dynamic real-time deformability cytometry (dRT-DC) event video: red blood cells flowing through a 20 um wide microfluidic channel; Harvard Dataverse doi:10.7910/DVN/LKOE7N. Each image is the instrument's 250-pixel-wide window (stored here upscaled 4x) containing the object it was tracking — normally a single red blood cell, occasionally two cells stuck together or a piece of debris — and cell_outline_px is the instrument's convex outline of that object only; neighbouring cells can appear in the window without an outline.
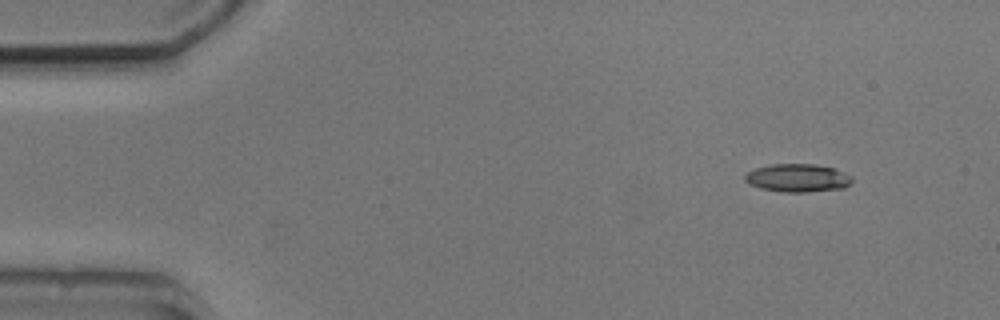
{"species": "common noctule bat (a hibernating species)", "species_latin": "Nyctalus noctula", "temperature_condition": "cold", "stored_images_in_passage": 4, "camera_frame_rate_fps": 3000, "um_per_image_px": 0.085, "animal": {"sex": "male", "body_mass_g": 20.5, "forearm_length_mm": 52.5}, "frame": {"image": 1, "passage_image": 1, "time_ms": 0.0, "image_size_px": [1000, 320], "cell_outline_px": [[852, 180], [844, 188], [804, 192], [780, 192], [760, 188], [748, 184], [744, 180], [744, 176], [748, 172], [756, 168], [772, 164], [812, 164], [832, 168], [852, 176]], "centroid_in_image_um": [67.75, 15.13], "position_along_channel_um": 17.2, "area_um2": 17.4}}
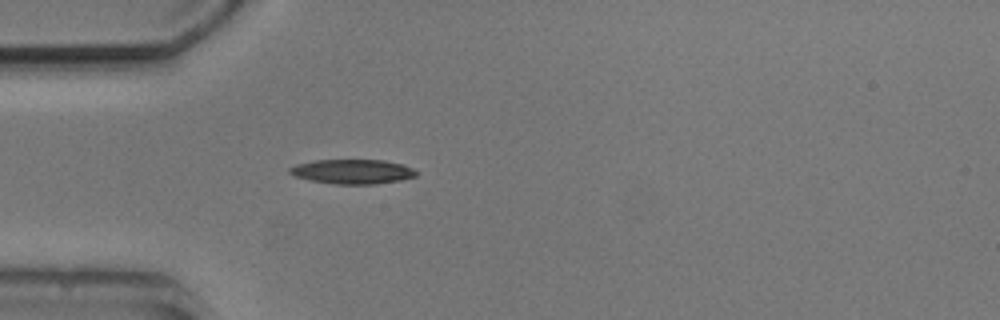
{"frame": {"image": 2, "passage_image": 4, "time_ms": 3.333, "image_size_px": [1000, 320], "cell_outline_px": [[416, 176], [400, 180], [376, 184], [336, 184], [312, 180], [296, 176], [288, 172], [288, 168], [296, 164], [316, 160], [384, 160], [404, 164], [412, 168], [416, 172]], "centroid_in_image_um": [29.97, 14.58], "position_along_channel_um": 55.0, "area_um2": 17.98}}